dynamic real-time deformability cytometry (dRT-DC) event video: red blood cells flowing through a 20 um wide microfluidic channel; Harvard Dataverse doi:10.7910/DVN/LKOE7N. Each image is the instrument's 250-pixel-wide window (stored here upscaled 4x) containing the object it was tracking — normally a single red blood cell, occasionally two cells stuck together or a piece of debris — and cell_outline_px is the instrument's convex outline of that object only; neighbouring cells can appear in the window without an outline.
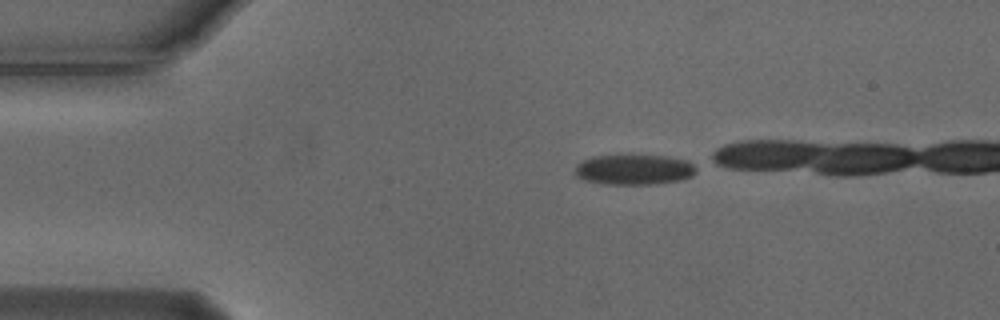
{"species": "Egyptian fruit bat (a non-hibernating species)", "species_latin": "Rousettus aegyptiacus", "temperature_condition": "cold", "stored_images_in_passage": 14, "camera_frame_rate_fps": 3000, "um_per_image_px": 0.085, "animal": {"sex": "male"}, "frame": {"image": 1, "passage_image": 1, "time_ms": 0.0, "image_size_px": [1000, 320], "cell_outline_px": [[696, 172], [692, 176], [680, 180], [652, 184], [604, 184], [584, 180], [576, 176], [576, 164], [592, 156], [668, 156], [688, 160], [696, 164]], "centroid_in_image_um": [53.93, 14.42], "position_along_channel_um": 31.1, "area_um2": 21.33}}
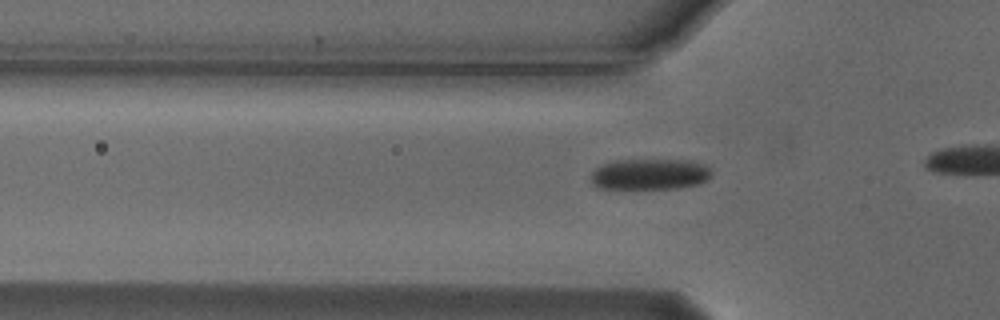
{"frame": {"image": 2, "passage_image": 8, "time_ms": 2.333, "image_size_px": [1000, 320], "cell_outline_px": [[712, 176], [708, 180], [700, 184], [680, 188], [596, 188], [592, 184], [592, 172], [596, 168], [604, 164], [616, 160], [692, 160], [704, 164], [712, 172]], "centroid_in_image_um": [55.28, 14.81], "position_along_channel_um": 70.5, "area_um2": 21.85}}
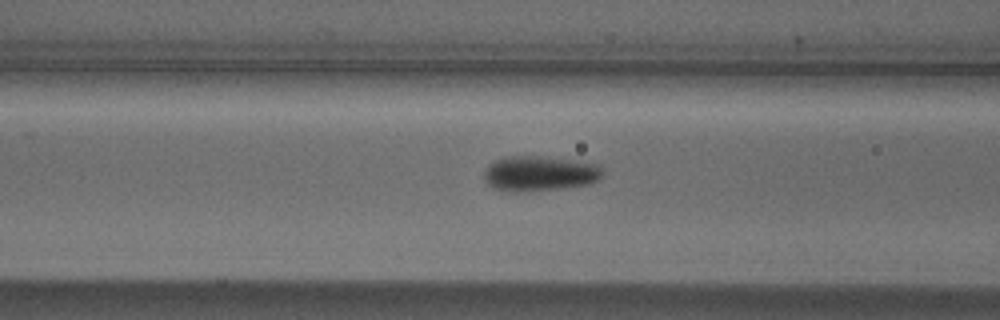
{"frame": {"image": 3, "passage_image": 12, "time_ms": 3.667, "image_size_px": [1000, 320], "cell_outline_px": [[604, 176], [600, 180], [588, 184], [560, 188], [516, 192], [496, 188], [488, 184], [484, 180], [484, 172], [496, 160], [508, 156], [540, 156], [572, 160], [600, 164], [604, 172]], "centroid_in_image_um": [45.94, 14.74], "position_along_channel_um": 120.7, "area_um2": 24.1}}